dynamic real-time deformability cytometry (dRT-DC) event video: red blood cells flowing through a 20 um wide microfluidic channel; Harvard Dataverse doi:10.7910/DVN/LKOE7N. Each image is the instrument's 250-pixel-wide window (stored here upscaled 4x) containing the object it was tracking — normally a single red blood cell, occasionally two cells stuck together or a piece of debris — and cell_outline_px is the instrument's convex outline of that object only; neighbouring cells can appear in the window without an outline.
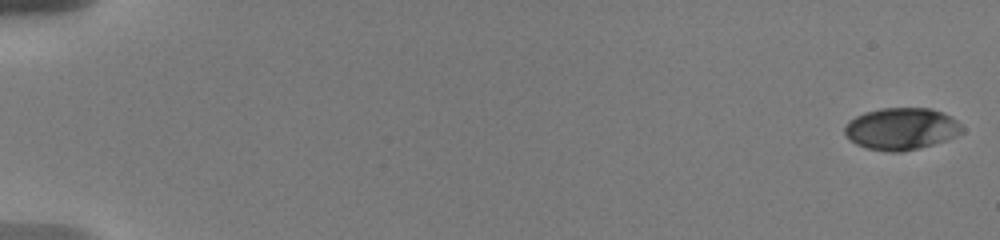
{"species": "human", "species_latin": "Homo sapiens", "temperature_condition": "warm", "stored_images_in_passage": 19, "camera_frame_rate_fps": 3000, "um_per_image_px": 0.085, "donor": {"sex": "male"}, "frame": {"image": 1, "passage_image": 1, "time_ms": 0.0, "image_size_px": [1000, 240], "cell_outline_px": [[964, 132], [944, 140], [932, 144], [900, 152], [888, 152], [868, 148], [856, 144], [844, 132], [844, 128], [848, 120], [864, 112], [880, 108], [928, 108], [952, 116], [964, 128]], "centroid_in_image_um": [76.6, 10.93], "position_along_channel_um": 8.4, "area_um2": 28.5}}
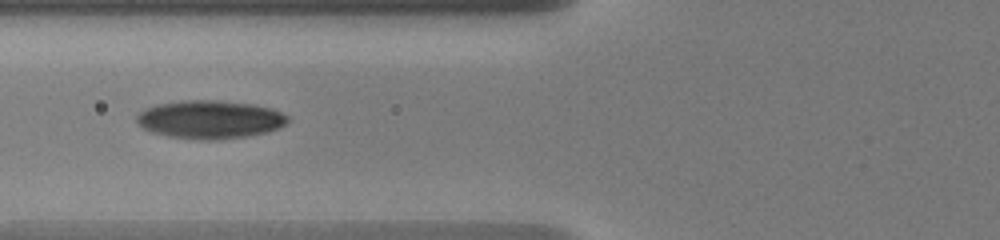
{"frame": {"image": 2, "passage_image": 8, "time_ms": 7.667, "image_size_px": [1000, 240], "cell_outline_px": [[288, 120], [280, 128], [264, 132], [244, 136], [172, 136], [156, 132], [144, 128], [136, 120], [136, 116], [144, 108], [156, 104], [180, 100], [216, 100], [252, 104], [272, 108], [288, 116]], "centroid_in_image_um": [17.85, 10.07], "position_along_channel_um": 108.0, "area_um2": 32.08}}
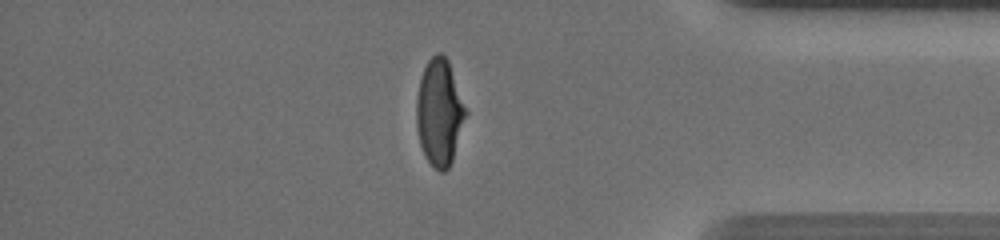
{"frame": {"image": 3, "passage_image": 17, "time_ms": 16.0, "image_size_px": [1000, 240], "cell_outline_px": [[468, 112], [452, 160], [448, 168], [444, 172], [440, 172], [428, 160], [420, 144], [416, 128], [416, 100], [420, 76], [428, 60], [436, 52], [440, 52], [448, 60]], "centroid_in_image_um": [37.35, 9.53], "position_along_channel_um": 397.9, "area_um2": 30.58}, "authors_computed_cell_mechanics": {"area_um2": 30.5762, "velocity_mm_per_s": 3.7005, "shape_relaxation_time_tau1_ms": 4.2064, "shape_relaxation_time_tau2_ms": 0.9807, "deformation_change_tau1": 0.1722, "deformation_change_tau2": 0.0528}}